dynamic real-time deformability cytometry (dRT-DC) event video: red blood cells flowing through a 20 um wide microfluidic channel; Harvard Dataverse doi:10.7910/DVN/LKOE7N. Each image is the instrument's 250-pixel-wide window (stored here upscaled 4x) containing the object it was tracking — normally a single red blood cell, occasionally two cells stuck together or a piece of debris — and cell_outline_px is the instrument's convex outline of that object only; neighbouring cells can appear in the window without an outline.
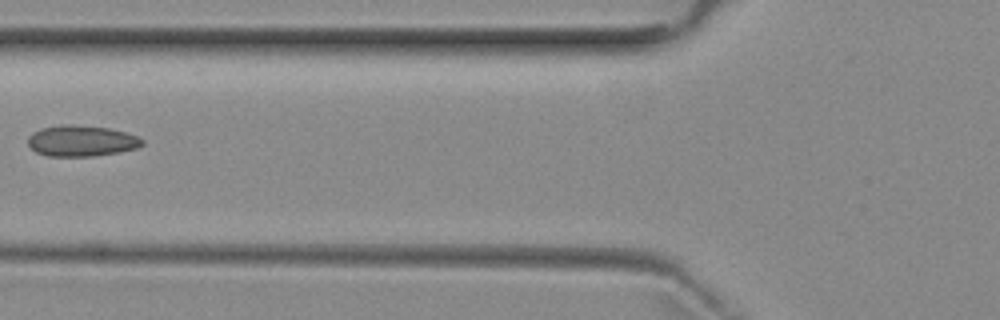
{"species": "common noctule bat (a hibernating species)", "species_latin": "Nyctalus noctula", "temperature_condition": "room temperature", "stored_images_in_passage": 3, "camera_frame_rate_fps": 3000, "um_per_image_px": 0.085, "animal": {"sex": "female", "body_mass_g": 29.2, "forearm_length_mm": 56.3}, "frame": {"image": 1, "passage_image": 2, "time_ms": 1.333, "image_size_px": [1000, 320], "cell_outline_px": [[144, 144], [136, 148], [120, 152], [92, 156], [48, 156], [36, 152], [28, 144], [28, 136], [32, 132], [40, 128], [60, 124], [72, 124], [108, 128], [124, 132], [136, 136], [144, 140]], "centroid_in_image_um": [6.89, 11.97], "position_along_channel_um": 118.9, "area_um2": 20.69}}
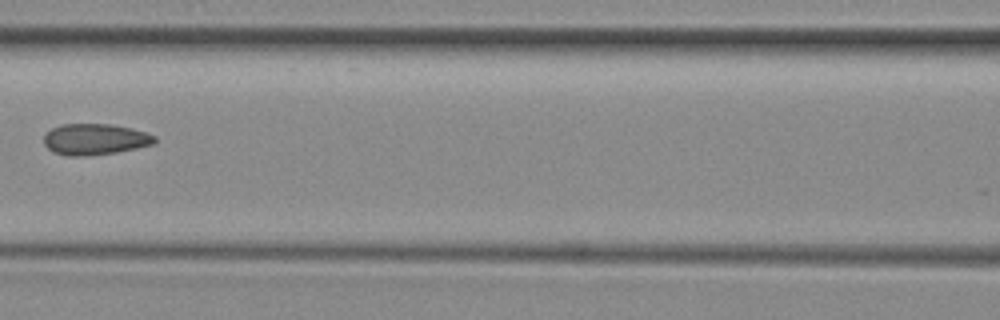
{"frame": {"image": 2, "passage_image": 3, "time_ms": 2.333, "image_size_px": [1000, 320], "cell_outline_px": [[156, 140], [152, 144], [136, 148], [116, 152], [84, 156], [68, 156], [52, 152], [44, 144], [44, 136], [52, 128], [64, 124], [108, 124], [132, 128], [156, 136]], "centroid_in_image_um": [8.05, 11.84], "position_along_channel_um": 158.5, "area_um2": 19.94}}